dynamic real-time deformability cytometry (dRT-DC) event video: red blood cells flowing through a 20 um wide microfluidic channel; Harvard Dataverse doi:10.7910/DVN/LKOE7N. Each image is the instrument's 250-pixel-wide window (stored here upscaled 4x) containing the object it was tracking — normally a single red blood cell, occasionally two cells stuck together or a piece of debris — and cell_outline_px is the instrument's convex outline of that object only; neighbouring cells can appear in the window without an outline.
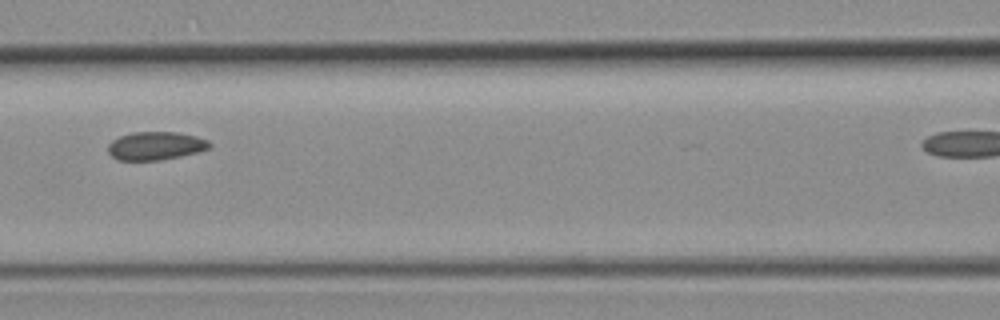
{"species": "common noctule bat (a hibernating species)", "species_latin": "Nyctalus noctula", "temperature_condition": "room temperature", "stored_images_in_passage": 4, "segment_of_instrument_passage": [1, 2], "camera_frame_rate_fps": 3000, "um_per_image_px": 0.085, "animal": {"sex": "female", "body_mass_g": 19.3, "forearm_length_mm": 54.1}, "frame": {"image": 1, "passage_image": 3, "time_ms": 2.0, "image_size_px": [1000, 320], "cell_outline_px": [[212, 144], [208, 148], [196, 152], [180, 156], [160, 160], [116, 160], [108, 152], [108, 144], [112, 140], [120, 136], [132, 132], [176, 132], [196, 136], [208, 140]], "centroid_in_image_um": [13.2, 12.39], "position_along_channel_um": 153.4, "area_um2": 16.65}}